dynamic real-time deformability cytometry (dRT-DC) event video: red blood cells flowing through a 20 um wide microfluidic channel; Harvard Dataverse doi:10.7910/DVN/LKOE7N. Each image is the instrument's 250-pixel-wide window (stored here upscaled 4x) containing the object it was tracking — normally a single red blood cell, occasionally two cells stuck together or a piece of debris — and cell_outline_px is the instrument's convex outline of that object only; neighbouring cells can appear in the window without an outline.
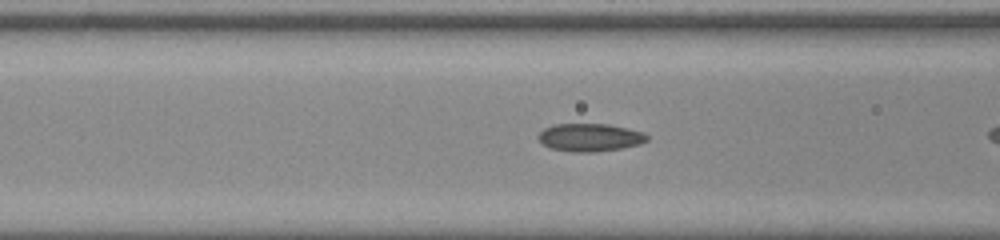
{"species": "common noctule bat (a hibernating species)", "species_latin": "Nyctalus noctula", "temperature_condition": "room temperature", "stored_images_in_passage": 20, "camera_frame_rate_fps": 3000, "um_per_image_px": 0.085, "animal": {"sex": "male", "body_mass_g": 20.0, "forearm_length_mm": 53.3}, "frame": {"image": 1, "passage_image": 15, "time_ms": 4.667, "image_size_px": [1000, 240], "cell_outline_px": [[648, 140], [640, 144], [620, 148], [596, 152], [572, 152], [552, 148], [544, 144], [536, 136], [544, 128], [556, 124], [608, 124], [628, 128], [644, 132], [648, 136]], "centroid_in_image_um": [50.16, 11.68], "position_along_channel_um": 116.4, "area_um2": 17.63}}
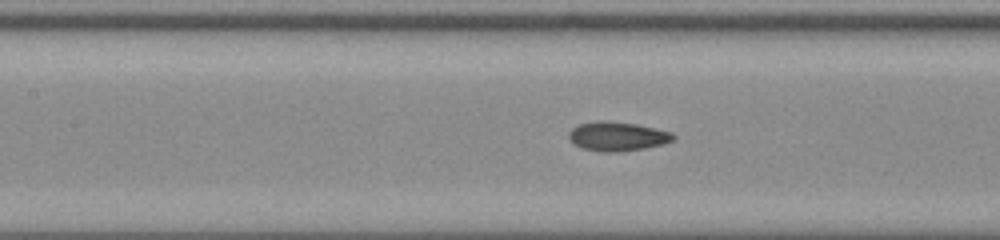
{"frame": {"image": 2, "passage_image": 18, "time_ms": 5.667, "image_size_px": [1000, 240], "cell_outline_px": [[676, 136], [672, 140], [660, 144], [644, 148], [620, 152], [604, 152], [580, 148], [572, 144], [568, 136], [568, 132], [572, 128], [580, 124], [636, 124], [672, 132]], "centroid_in_image_um": [52.47, 11.65], "position_along_channel_um": 154.9, "area_um2": 16.88}}